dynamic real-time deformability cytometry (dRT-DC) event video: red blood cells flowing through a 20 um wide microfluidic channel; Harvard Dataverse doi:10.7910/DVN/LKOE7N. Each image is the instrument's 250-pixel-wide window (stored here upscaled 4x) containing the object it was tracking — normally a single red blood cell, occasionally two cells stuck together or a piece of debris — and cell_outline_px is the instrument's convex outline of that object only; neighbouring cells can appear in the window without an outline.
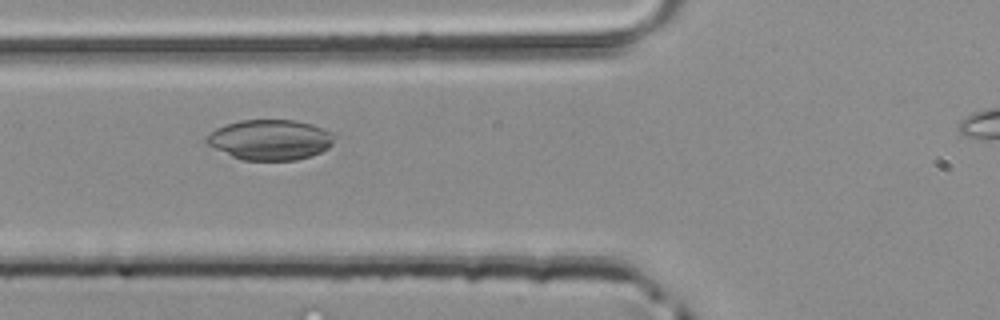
{"species": "common noctule bat (a hibernating species)", "species_latin": "Nyctalus noctula", "temperature_condition": "room temperature", "stored_images_in_passage": 34, "camera_frame_rate_fps": 3000, "um_per_image_px": 0.085, "animal": {"sex": "male", "body_mass_g": 20.4}, "frame": {"image": 1, "passage_image": 9, "time_ms": 2.667, "image_size_px": [1000, 320], "cell_outline_px": [[336, 136], [332, 144], [328, 148], [312, 156], [296, 160], [240, 160], [204, 144], [204, 136], [216, 128], [240, 120], [292, 120], [312, 124], [332, 132]], "centroid_in_image_um": [22.93, 11.89], "position_along_channel_um": 102.9, "area_um2": 30.35}}
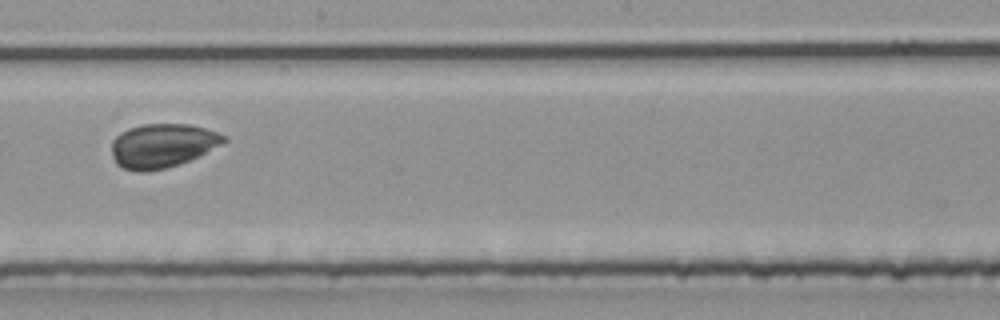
{"frame": {"image": 2, "passage_image": 18, "time_ms": 5.667, "image_size_px": [1000, 320], "cell_outline_px": [[228, 140], [224, 144], [180, 164], [164, 168], [144, 172], [136, 172], [124, 168], [116, 164], [112, 156], [112, 140], [120, 132], [128, 128], [144, 124], [188, 124], [204, 128], [216, 132], [224, 136]], "centroid_in_image_um": [13.78, 12.38], "position_along_channel_um": 234.4, "area_um2": 28.78}}
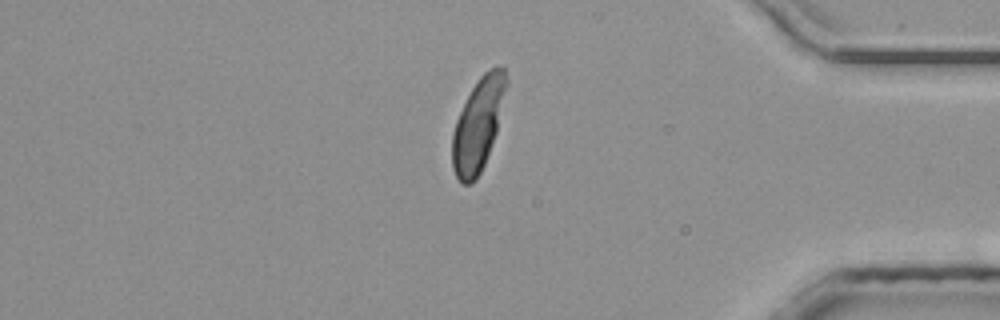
{"frame": {"image": 3, "passage_image": 31, "time_ms": 10.0, "image_size_px": [1000, 320], "cell_outline_px": [[508, 84], [496, 132], [484, 164], [476, 180], [472, 184], [460, 184], [452, 168], [452, 132], [456, 120], [472, 88], [480, 76], [488, 68], [496, 64], [504, 68], [508, 80]], "centroid_in_image_um": [40.64, 10.57], "position_along_channel_um": 394.6, "area_um2": 29.19}}